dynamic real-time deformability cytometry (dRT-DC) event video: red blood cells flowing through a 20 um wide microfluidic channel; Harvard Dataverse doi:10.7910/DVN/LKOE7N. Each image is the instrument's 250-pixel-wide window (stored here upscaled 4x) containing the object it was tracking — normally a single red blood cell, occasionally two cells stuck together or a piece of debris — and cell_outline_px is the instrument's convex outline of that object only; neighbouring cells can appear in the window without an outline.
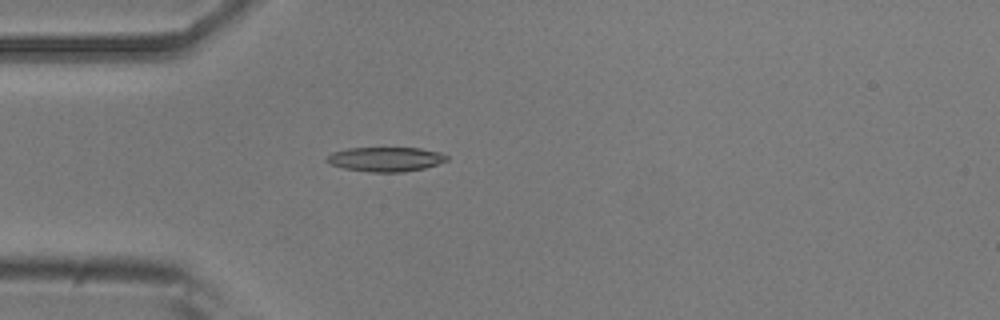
{"species": "common noctule bat (a hibernating species)", "species_latin": "Nyctalus noctula", "temperature_condition": "room temperature", "stored_images_in_passage": 39, "camera_frame_rate_fps": 3000, "um_per_image_px": 0.085, "animal": {"sex": "male", "body_mass_g": 20.5, "forearm_length_mm": 52.5}, "frame": {"image": 1, "passage_image": 1, "time_ms": 0.0, "image_size_px": [1000, 320], "cell_outline_px": [[448, 160], [424, 168], [404, 172], [368, 172], [344, 168], [332, 164], [324, 160], [332, 152], [348, 148], [420, 148], [440, 152], [448, 156]], "centroid_in_image_um": [32.78, 13.53], "position_along_channel_um": 52.2, "area_um2": 17.05}}
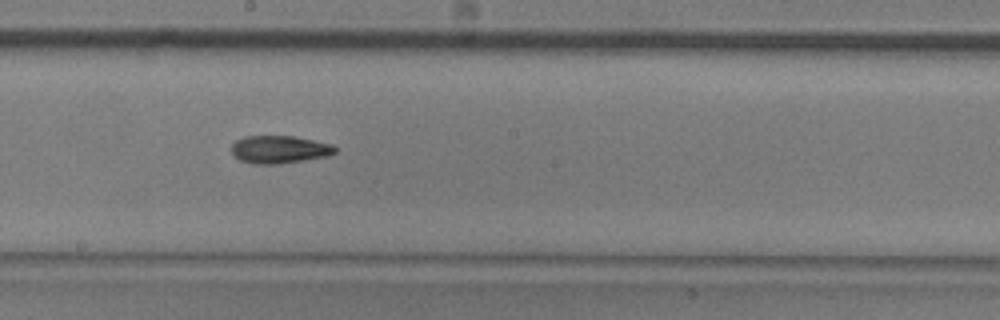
{"frame": {"image": 2, "passage_image": 15, "time_ms": 4.667, "image_size_px": [1000, 320], "cell_outline_px": [[336, 152], [328, 156], [280, 164], [252, 164], [240, 160], [232, 152], [232, 144], [236, 140], [244, 136], [292, 136], [332, 144], [336, 148]], "centroid_in_image_um": [23.74, 12.71], "position_along_channel_um": 224.5, "area_um2": 16.7}}
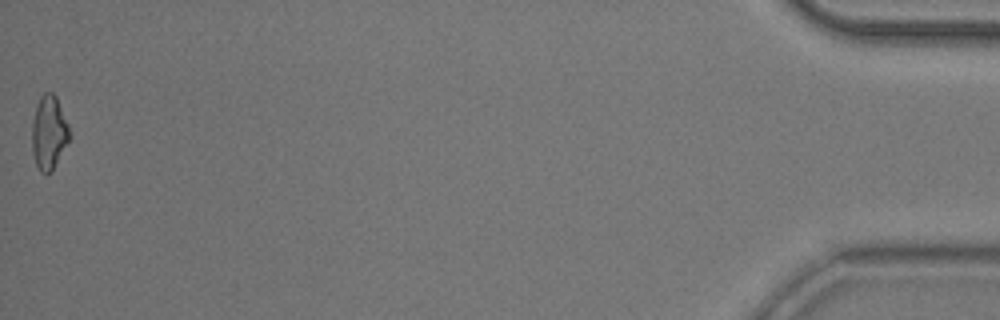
{"frame": {"image": 3, "passage_image": 39, "time_ms": 12.667, "image_size_px": [1000, 320], "cell_outline_px": [[68, 140], [52, 172], [40, 172], [36, 164], [32, 152], [32, 120], [36, 104], [40, 96], [44, 92], [52, 92], [56, 96], [68, 124]], "centroid_in_image_um": [4.12, 11.24], "position_along_channel_um": 431.1, "area_um2": 15.95}, "authors_computed_cell_mechanics": {"area_um2": 16.184, "velocity_mm_per_s": 3.8234, "shape_relaxation_time_tau1_ms": 4.6343, "shape_relaxation_time_tau2_ms": 5.7961, "deformation_change_tau1": 0.142, "deformation_change_tau2": 0.1549}}